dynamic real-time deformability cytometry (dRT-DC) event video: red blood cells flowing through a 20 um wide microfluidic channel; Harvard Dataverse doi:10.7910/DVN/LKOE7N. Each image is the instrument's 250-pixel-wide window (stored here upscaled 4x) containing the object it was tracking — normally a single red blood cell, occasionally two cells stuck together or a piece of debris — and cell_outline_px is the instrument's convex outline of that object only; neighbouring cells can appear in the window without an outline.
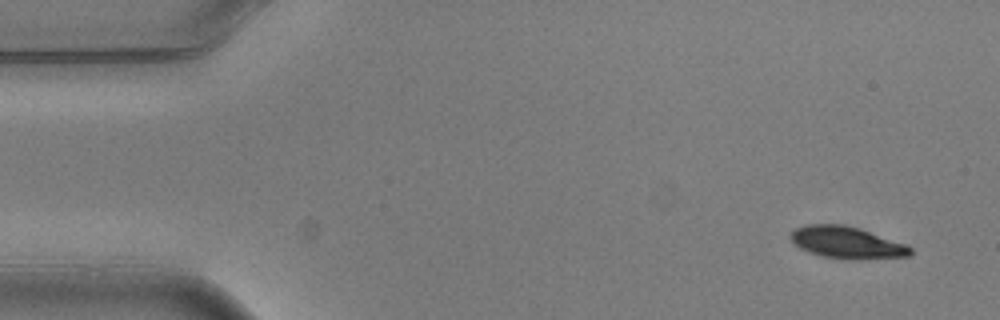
{"species": "common noctule bat (a hibernating species)", "species_latin": "Nyctalus noctula", "temperature_condition": "warm", "stored_images_in_passage": 5, "camera_frame_rate_fps": 3000, "um_per_image_px": 0.085, "animal": {"sex": "male", "body_mass_g": 20.5, "forearm_length_mm": 52.5}, "frame": {"image": 1, "passage_image": 1, "time_ms": 0.0, "image_size_px": [1000, 320], "cell_outline_px": [[912, 252], [908, 256], [860, 260], [848, 260], [824, 256], [808, 252], [800, 248], [788, 236], [796, 228], [804, 224], [844, 224], [860, 228], [908, 244], [912, 248]], "centroid_in_image_um": [72.01, 20.61], "position_along_channel_um": 13.0, "area_um2": 22.6}}
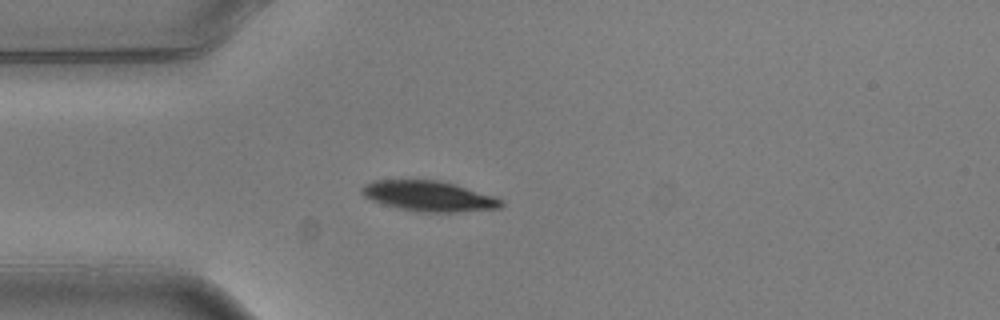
{"frame": {"image": 2, "passage_image": 4, "time_ms": 1.0, "image_size_px": [1000, 320], "cell_outline_px": [[504, 204], [500, 208], [456, 212], [420, 212], [400, 208], [384, 204], [372, 200], [364, 196], [360, 192], [360, 188], [364, 184], [376, 180], [440, 180], [456, 184], [496, 196], [504, 200]], "centroid_in_image_um": [36.5, 16.66], "position_along_channel_um": 48.5, "area_um2": 24.8}}